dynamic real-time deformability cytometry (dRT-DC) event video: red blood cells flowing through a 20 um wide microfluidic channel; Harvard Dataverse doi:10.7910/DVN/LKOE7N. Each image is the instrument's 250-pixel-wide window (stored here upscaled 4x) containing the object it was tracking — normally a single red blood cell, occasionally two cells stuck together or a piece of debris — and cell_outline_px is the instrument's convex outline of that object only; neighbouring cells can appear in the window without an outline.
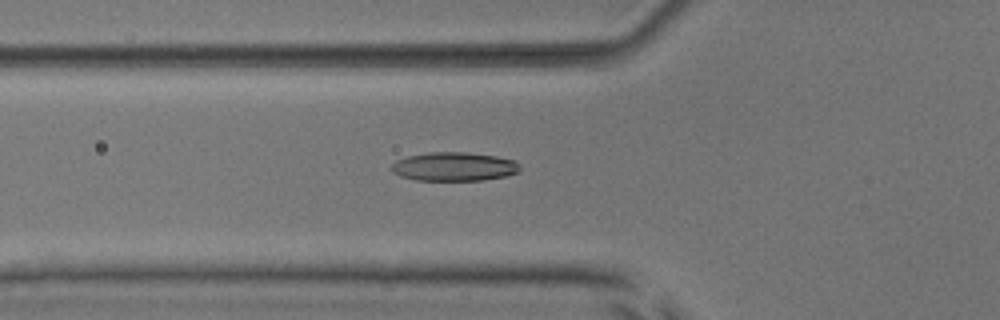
{"species": "common noctule bat (a hibernating species)", "species_latin": "Nyctalus noctula", "temperature_condition": "room temperature", "stored_images_in_passage": 54, "camera_frame_rate_fps": 3000, "um_per_image_px": 0.085, "animal": {"sex": "male", "body_mass_g": 17.9, "forearm_length_mm": 54.2}, "frame": {"image": 1, "passage_image": 20, "time_ms": 6.333, "image_size_px": [1000, 320], "cell_outline_px": [[520, 168], [516, 172], [508, 176], [484, 180], [416, 180], [400, 176], [392, 172], [388, 168], [396, 160], [408, 156], [428, 152], [464, 152], [496, 156], [512, 160], [520, 164]], "centroid_in_image_um": [38.56, 14.16], "position_along_channel_um": 87.2, "area_um2": 21.62}}
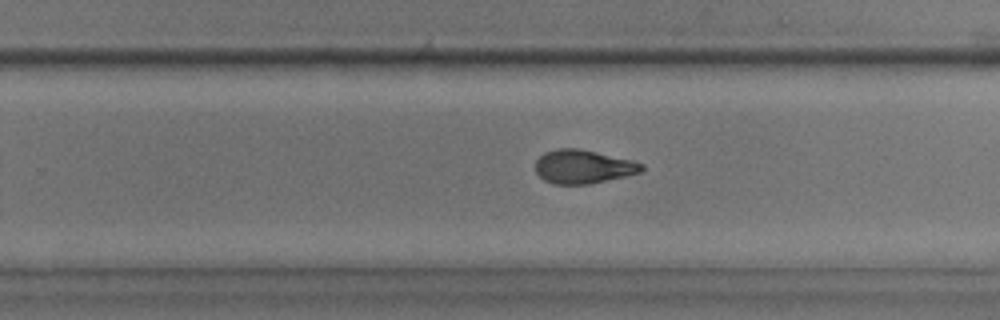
{"frame": {"image": 2, "passage_image": 35, "time_ms": 11.333, "image_size_px": [1000, 320], "cell_outline_px": [[644, 168], [640, 172], [624, 176], [588, 184], [552, 184], [544, 180], [536, 172], [536, 160], [544, 152], [556, 148], [580, 148], [632, 160], [644, 164]], "centroid_in_image_um": [49.54, 14.15], "position_along_channel_um": 280.3, "area_um2": 20.81}}
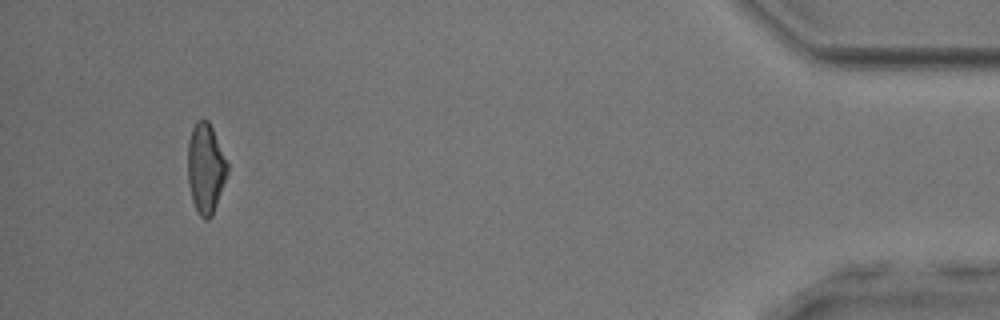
{"frame": {"image": 3, "passage_image": 51, "time_ms": 16.667, "image_size_px": [1000, 320], "cell_outline_px": [[228, 172], [212, 216], [208, 220], [204, 220], [196, 212], [192, 200], [188, 180], [188, 140], [192, 128], [196, 120], [208, 120], [212, 128], [228, 164]], "centroid_in_image_um": [17.47, 14.33], "position_along_channel_um": 417.7, "area_um2": 20.69}, "authors_computed_cell_mechanics": {"area_um2": 21.4149, "velocity_mm_per_s": 3.8619, "shape_relaxation_time_tau1_ms": 7.0184, "shape_relaxation_time_tau2_ms": 2.2916, "deformation_change_tau1": 0.1919, "deformation_change_tau2": 0.0951}}